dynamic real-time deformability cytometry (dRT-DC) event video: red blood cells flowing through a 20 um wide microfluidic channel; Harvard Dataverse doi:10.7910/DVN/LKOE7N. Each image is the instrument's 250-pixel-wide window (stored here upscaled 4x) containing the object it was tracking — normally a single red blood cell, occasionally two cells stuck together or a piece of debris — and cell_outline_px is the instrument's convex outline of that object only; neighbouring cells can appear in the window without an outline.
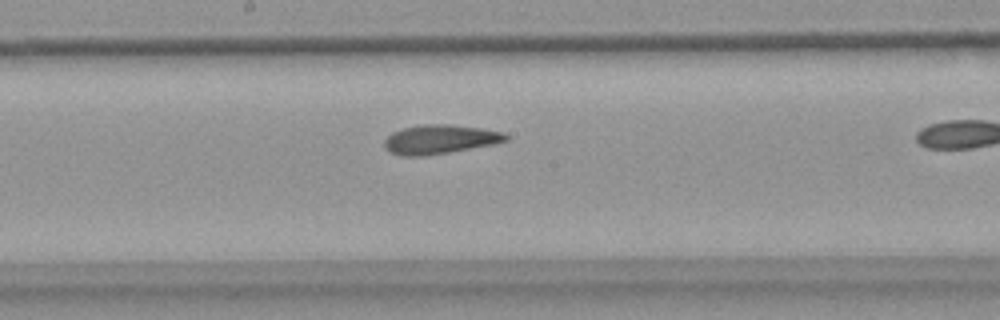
{"species": "common noctule bat (a hibernating species)", "species_latin": "Nyctalus noctula", "temperature_condition": "warm", "stored_images_in_passage": 34, "camera_frame_rate_fps": 3000, "um_per_image_px": 0.085, "animal": {"sex": "female", "body_mass_g": 18.4}, "frame": {"image": 1, "passage_image": 20, "time_ms": 6.333, "image_size_px": [1000, 320], "cell_outline_px": [[508, 140], [496, 144], [424, 156], [400, 156], [388, 152], [384, 148], [384, 140], [392, 132], [404, 128], [424, 124], [448, 124], [480, 128], [504, 132], [508, 136]], "centroid_in_image_um": [37.37, 11.85], "position_along_channel_um": 210.8, "area_um2": 20.69}}